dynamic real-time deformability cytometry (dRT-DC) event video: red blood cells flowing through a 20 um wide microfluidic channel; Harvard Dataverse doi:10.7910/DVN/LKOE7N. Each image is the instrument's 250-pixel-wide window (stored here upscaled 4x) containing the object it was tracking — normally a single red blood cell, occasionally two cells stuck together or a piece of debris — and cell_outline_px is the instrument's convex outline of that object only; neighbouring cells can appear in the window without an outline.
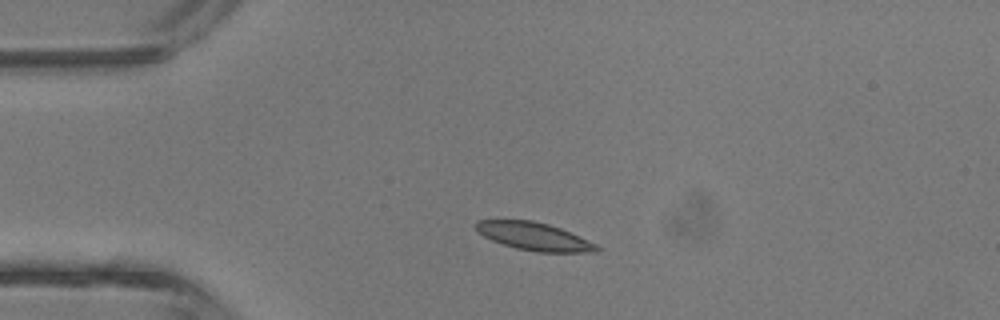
{"species": "common noctule bat (a hibernating species)", "species_latin": "Nyctalus noctula", "temperature_condition": "room temperature", "stored_images_in_passage": 2, "camera_frame_rate_fps": 3000, "um_per_image_px": 0.085, "animal": {"sex": "male", "body_mass_g": 13.3}, "frame": {"image": 1, "passage_image": 2, "time_ms": 1.333, "image_size_px": [1000, 320], "cell_outline_px": [[600, 252], [536, 252], [516, 248], [492, 240], [484, 236], [472, 224], [476, 220], [532, 220], [548, 224], [560, 228], [588, 240], [596, 244], [600, 248]], "centroid_in_image_um": [45.4, 20.09], "position_along_channel_um": 39.6, "area_um2": 19.54}}